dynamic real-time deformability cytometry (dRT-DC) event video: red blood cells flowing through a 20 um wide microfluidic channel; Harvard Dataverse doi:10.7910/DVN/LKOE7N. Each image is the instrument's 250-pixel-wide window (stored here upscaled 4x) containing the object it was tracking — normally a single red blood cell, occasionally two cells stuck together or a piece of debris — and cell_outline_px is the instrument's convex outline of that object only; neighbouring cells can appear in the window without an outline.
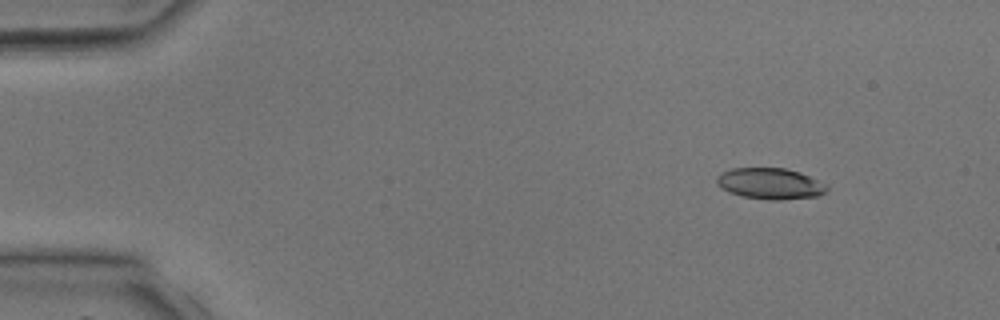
{"species": "common noctule bat (a hibernating species)", "species_latin": "Nyctalus noctula", "temperature_condition": "room temperature", "stored_images_in_passage": 40, "camera_frame_rate_fps": 3000, "um_per_image_px": 0.085, "animal": {"sex": "male", "body_mass_g": 17.9, "forearm_length_mm": 54.2}, "frame": {"image": 1, "passage_image": 5, "time_ms": 1.333, "image_size_px": [1000, 320], "cell_outline_px": [[828, 188], [824, 192], [816, 196], [780, 200], [772, 200], [744, 196], [732, 192], [716, 184], [716, 176], [720, 172], [732, 168], [784, 168], [800, 172], [828, 184]], "centroid_in_image_um": [65.47, 15.59], "position_along_channel_um": 19.5, "area_um2": 19.83}}
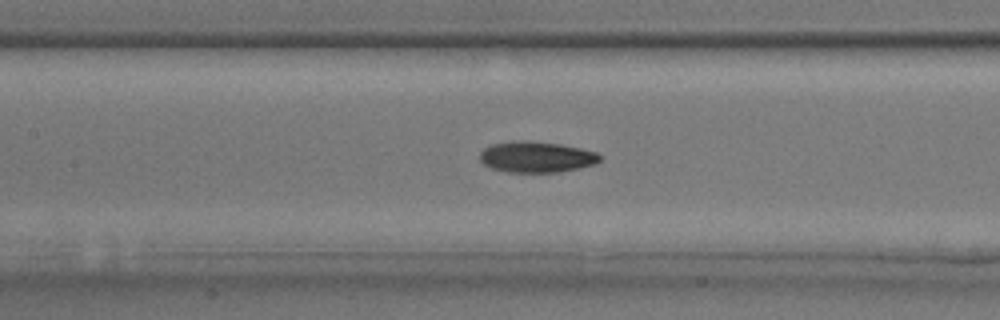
{"frame": {"image": 2, "passage_image": 19, "time_ms": 6.0, "image_size_px": [1000, 320], "cell_outline_px": [[600, 160], [596, 164], [560, 172], [508, 172], [492, 168], [484, 164], [480, 160], [480, 152], [484, 148], [492, 144], [512, 140], [524, 140], [560, 144], [580, 148], [596, 152], [600, 156]], "centroid_in_image_um": [45.58, 13.33], "position_along_channel_um": 161.8, "area_um2": 21.68}}
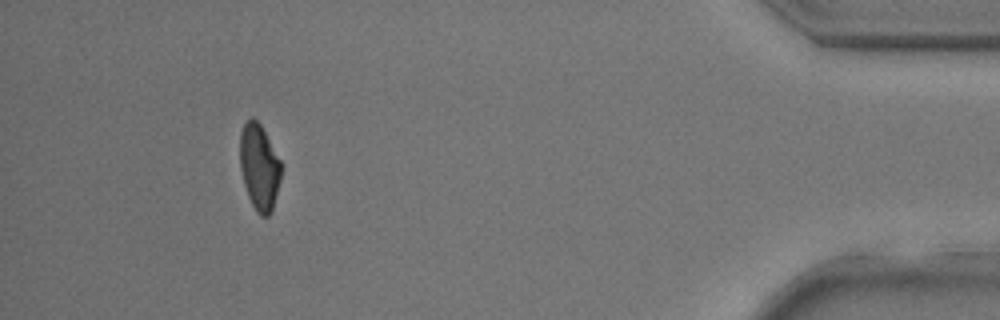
{"frame": {"image": 3, "passage_image": 37, "time_ms": 12.0, "image_size_px": [1000, 320], "cell_outline_px": [[280, 180], [272, 212], [268, 216], [260, 216], [256, 212], [248, 196], [244, 184], [240, 168], [240, 132], [244, 124], [252, 116], [260, 124], [280, 160]], "centroid_in_image_um": [22.02, 14.22], "position_along_channel_um": 413.2, "area_um2": 20.46}}